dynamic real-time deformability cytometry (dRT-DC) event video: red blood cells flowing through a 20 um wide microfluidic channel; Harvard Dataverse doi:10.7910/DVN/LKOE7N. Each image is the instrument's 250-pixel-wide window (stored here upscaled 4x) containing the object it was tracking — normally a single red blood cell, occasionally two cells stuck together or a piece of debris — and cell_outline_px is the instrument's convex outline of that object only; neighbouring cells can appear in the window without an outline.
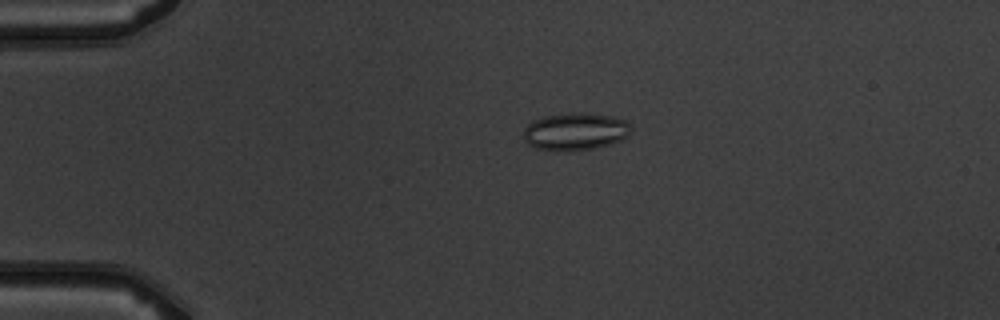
{"species": "common noctule bat (a hibernating species)", "species_latin": "Nyctalus noctula", "temperature_condition": "warm", "stored_images_in_passage": 5, "camera_frame_rate_fps": 3000, "um_per_image_px": 0.085, "animal": {"sex": "male", "body_mass_g": 19.5, "forearm_length_mm": 54.6}, "frame": {"image": 1, "passage_image": 4, "time_ms": 3.333, "image_size_px": [1000, 320], "cell_outline_px": [[632, 132], [624, 140], [612, 144], [596, 148], [568, 152], [564, 152], [536, 148], [528, 144], [524, 140], [524, 128], [532, 120], [544, 116], [572, 112], [588, 112], [612, 116], [624, 120], [632, 128]], "centroid_in_image_um": [48.92, 11.18], "position_along_channel_um": 36.1, "area_um2": 24.1}}